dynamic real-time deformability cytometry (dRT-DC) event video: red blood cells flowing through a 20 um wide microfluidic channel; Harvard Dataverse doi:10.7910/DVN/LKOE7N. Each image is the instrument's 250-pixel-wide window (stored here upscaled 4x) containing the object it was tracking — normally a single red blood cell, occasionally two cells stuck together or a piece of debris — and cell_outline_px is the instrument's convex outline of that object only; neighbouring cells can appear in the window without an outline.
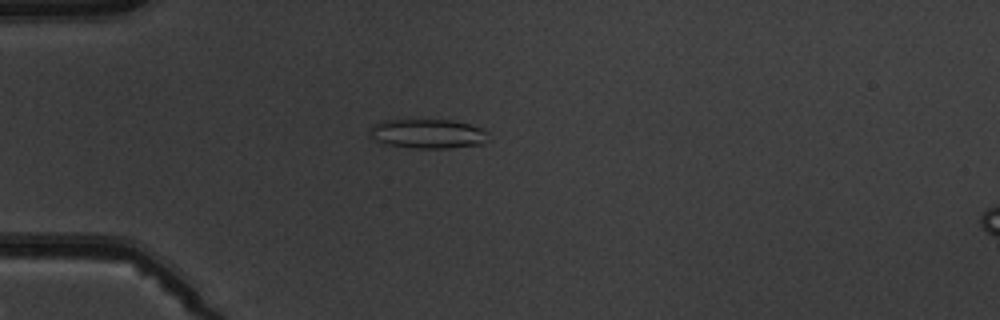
{"species": "common noctule bat (a hibernating species)", "species_latin": "Nyctalus noctula", "temperature_condition": "warm", "stored_images_in_passage": 4, "camera_frame_rate_fps": 3000, "um_per_image_px": 0.085, "animal": {"sex": "male", "body_mass_g": 19.5, "forearm_length_mm": 54.6}, "frame": {"image": 1, "passage_image": 4, "time_ms": 4.333, "image_size_px": [1000, 320], "cell_outline_px": [[488, 140], [484, 144], [448, 148], [416, 148], [388, 144], [376, 140], [368, 136], [368, 128], [372, 124], [384, 120], [452, 120], [484, 128], [488, 132]], "centroid_in_image_um": [36.37, 11.36], "position_along_channel_um": 48.6, "area_um2": 20.52}}